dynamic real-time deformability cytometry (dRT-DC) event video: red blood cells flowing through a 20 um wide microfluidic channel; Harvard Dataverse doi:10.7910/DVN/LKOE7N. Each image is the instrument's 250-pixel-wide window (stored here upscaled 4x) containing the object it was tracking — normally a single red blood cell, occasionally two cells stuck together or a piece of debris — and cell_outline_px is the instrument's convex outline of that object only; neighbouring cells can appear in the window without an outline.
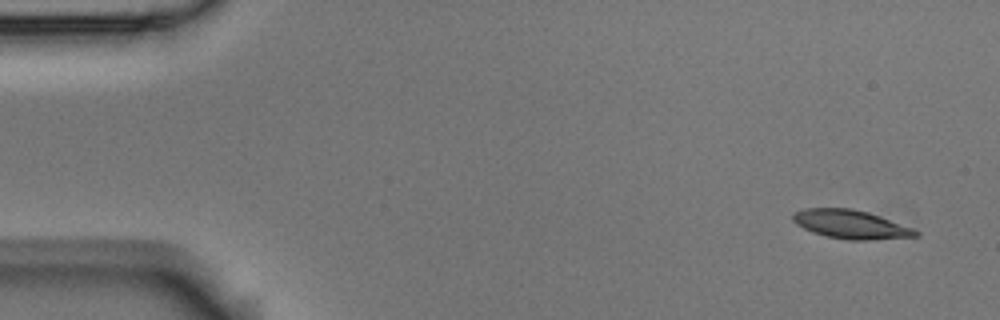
{"species": "Egyptian fruit bat (a non-hibernating species)", "species_latin": "Rousettus aegyptiacus", "temperature_condition": "room temperature", "stored_images_in_passage": 5, "camera_frame_rate_fps": 3000, "um_per_image_px": 0.085, "animal": {"sex": "male"}, "frame": {"image": 1, "passage_image": 1, "time_ms": 0.0, "image_size_px": [1000, 320], "cell_outline_px": [[920, 236], [872, 240], [848, 240], [828, 236], [812, 232], [796, 224], [792, 220], [792, 216], [796, 212], [804, 208], [852, 208], [868, 212], [880, 216], [912, 228], [920, 232]], "centroid_in_image_um": [72.33, 19.07], "position_along_channel_um": 12.7, "area_um2": 20.46}}
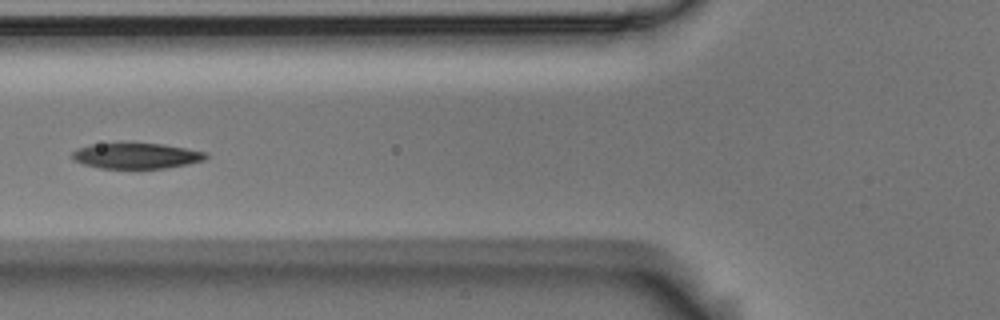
{"frame": {"image": 2, "passage_image": 5, "time_ms": 1.333, "image_size_px": [1000, 320], "cell_outline_px": [[208, 156], [204, 160], [188, 164], [164, 168], [100, 168], [84, 164], [76, 160], [72, 156], [72, 152], [76, 148], [92, 144], [120, 140], [124, 140], [160, 144], [208, 152]], "centroid_in_image_um": [11.55, 13.19], "position_along_channel_um": 114.2, "area_um2": 20.63}}